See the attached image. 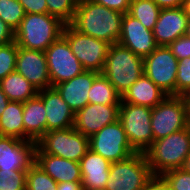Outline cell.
<instances>
[{"label": "cell", "mask_w": 190, "mask_h": 190, "mask_svg": "<svg viewBox=\"0 0 190 190\" xmlns=\"http://www.w3.org/2000/svg\"><path fill=\"white\" fill-rule=\"evenodd\" d=\"M123 16V13L111 10L94 0H85L77 2L70 25L78 32L112 45L120 39Z\"/></svg>", "instance_id": "1"}, {"label": "cell", "mask_w": 190, "mask_h": 190, "mask_svg": "<svg viewBox=\"0 0 190 190\" xmlns=\"http://www.w3.org/2000/svg\"><path fill=\"white\" fill-rule=\"evenodd\" d=\"M189 153V127L155 140L144 152L154 177L182 168Z\"/></svg>", "instance_id": "2"}, {"label": "cell", "mask_w": 190, "mask_h": 190, "mask_svg": "<svg viewBox=\"0 0 190 190\" xmlns=\"http://www.w3.org/2000/svg\"><path fill=\"white\" fill-rule=\"evenodd\" d=\"M64 23L47 14L30 13L15 31V43L28 50L45 51L61 35Z\"/></svg>", "instance_id": "3"}, {"label": "cell", "mask_w": 190, "mask_h": 190, "mask_svg": "<svg viewBox=\"0 0 190 190\" xmlns=\"http://www.w3.org/2000/svg\"><path fill=\"white\" fill-rule=\"evenodd\" d=\"M102 74L123 96L144 74V60L127 47L114 43L109 47Z\"/></svg>", "instance_id": "4"}, {"label": "cell", "mask_w": 190, "mask_h": 190, "mask_svg": "<svg viewBox=\"0 0 190 190\" xmlns=\"http://www.w3.org/2000/svg\"><path fill=\"white\" fill-rule=\"evenodd\" d=\"M153 177L145 154L136 152L125 160L111 163L104 190H142Z\"/></svg>", "instance_id": "5"}, {"label": "cell", "mask_w": 190, "mask_h": 190, "mask_svg": "<svg viewBox=\"0 0 190 190\" xmlns=\"http://www.w3.org/2000/svg\"><path fill=\"white\" fill-rule=\"evenodd\" d=\"M190 101L185 96L167 95L152 108L151 128L154 141L188 127Z\"/></svg>", "instance_id": "6"}, {"label": "cell", "mask_w": 190, "mask_h": 190, "mask_svg": "<svg viewBox=\"0 0 190 190\" xmlns=\"http://www.w3.org/2000/svg\"><path fill=\"white\" fill-rule=\"evenodd\" d=\"M152 108L120 103L119 121L126 133L131 147L144 153L154 142L151 128Z\"/></svg>", "instance_id": "7"}, {"label": "cell", "mask_w": 190, "mask_h": 190, "mask_svg": "<svg viewBox=\"0 0 190 190\" xmlns=\"http://www.w3.org/2000/svg\"><path fill=\"white\" fill-rule=\"evenodd\" d=\"M62 36L84 70L102 73L110 44L75 30L70 24L63 27Z\"/></svg>", "instance_id": "8"}, {"label": "cell", "mask_w": 190, "mask_h": 190, "mask_svg": "<svg viewBox=\"0 0 190 190\" xmlns=\"http://www.w3.org/2000/svg\"><path fill=\"white\" fill-rule=\"evenodd\" d=\"M35 144L44 153L77 162L89 150V138L73 127L48 131Z\"/></svg>", "instance_id": "9"}, {"label": "cell", "mask_w": 190, "mask_h": 190, "mask_svg": "<svg viewBox=\"0 0 190 190\" xmlns=\"http://www.w3.org/2000/svg\"><path fill=\"white\" fill-rule=\"evenodd\" d=\"M89 149L111 163L125 160L136 153L119 120L89 137Z\"/></svg>", "instance_id": "10"}, {"label": "cell", "mask_w": 190, "mask_h": 190, "mask_svg": "<svg viewBox=\"0 0 190 190\" xmlns=\"http://www.w3.org/2000/svg\"><path fill=\"white\" fill-rule=\"evenodd\" d=\"M143 60L144 74L167 95H176L178 59L168 46H158Z\"/></svg>", "instance_id": "11"}, {"label": "cell", "mask_w": 190, "mask_h": 190, "mask_svg": "<svg viewBox=\"0 0 190 190\" xmlns=\"http://www.w3.org/2000/svg\"><path fill=\"white\" fill-rule=\"evenodd\" d=\"M51 87L71 80L84 69L71 51L68 41L61 35L45 51Z\"/></svg>", "instance_id": "12"}, {"label": "cell", "mask_w": 190, "mask_h": 190, "mask_svg": "<svg viewBox=\"0 0 190 190\" xmlns=\"http://www.w3.org/2000/svg\"><path fill=\"white\" fill-rule=\"evenodd\" d=\"M120 105L88 103L75 113L73 128L83 136L91 137L104 126L119 119Z\"/></svg>", "instance_id": "13"}, {"label": "cell", "mask_w": 190, "mask_h": 190, "mask_svg": "<svg viewBox=\"0 0 190 190\" xmlns=\"http://www.w3.org/2000/svg\"><path fill=\"white\" fill-rule=\"evenodd\" d=\"M118 43L143 59L158 47L152 30L143 26L138 19L128 12L124 14L122 19Z\"/></svg>", "instance_id": "14"}, {"label": "cell", "mask_w": 190, "mask_h": 190, "mask_svg": "<svg viewBox=\"0 0 190 190\" xmlns=\"http://www.w3.org/2000/svg\"><path fill=\"white\" fill-rule=\"evenodd\" d=\"M38 91L51 87L44 51L28 50L18 46L16 69Z\"/></svg>", "instance_id": "15"}, {"label": "cell", "mask_w": 190, "mask_h": 190, "mask_svg": "<svg viewBox=\"0 0 190 190\" xmlns=\"http://www.w3.org/2000/svg\"><path fill=\"white\" fill-rule=\"evenodd\" d=\"M189 16L183 7L163 8L152 30L158 46H168L186 34Z\"/></svg>", "instance_id": "16"}, {"label": "cell", "mask_w": 190, "mask_h": 190, "mask_svg": "<svg viewBox=\"0 0 190 190\" xmlns=\"http://www.w3.org/2000/svg\"><path fill=\"white\" fill-rule=\"evenodd\" d=\"M34 162L58 184L82 181L79 162L44 153L36 144Z\"/></svg>", "instance_id": "17"}, {"label": "cell", "mask_w": 190, "mask_h": 190, "mask_svg": "<svg viewBox=\"0 0 190 190\" xmlns=\"http://www.w3.org/2000/svg\"><path fill=\"white\" fill-rule=\"evenodd\" d=\"M34 142L0 136V170H27L34 161Z\"/></svg>", "instance_id": "18"}, {"label": "cell", "mask_w": 190, "mask_h": 190, "mask_svg": "<svg viewBox=\"0 0 190 190\" xmlns=\"http://www.w3.org/2000/svg\"><path fill=\"white\" fill-rule=\"evenodd\" d=\"M46 110V132L73 127L75 113L54 87L38 91Z\"/></svg>", "instance_id": "19"}, {"label": "cell", "mask_w": 190, "mask_h": 190, "mask_svg": "<svg viewBox=\"0 0 190 190\" xmlns=\"http://www.w3.org/2000/svg\"><path fill=\"white\" fill-rule=\"evenodd\" d=\"M95 71L84 70L71 80L54 86L61 98L70 106L74 113L84 108L88 103V93L94 79L99 75Z\"/></svg>", "instance_id": "20"}, {"label": "cell", "mask_w": 190, "mask_h": 190, "mask_svg": "<svg viewBox=\"0 0 190 190\" xmlns=\"http://www.w3.org/2000/svg\"><path fill=\"white\" fill-rule=\"evenodd\" d=\"M79 163L82 189L104 190L111 162L89 149Z\"/></svg>", "instance_id": "21"}, {"label": "cell", "mask_w": 190, "mask_h": 190, "mask_svg": "<svg viewBox=\"0 0 190 190\" xmlns=\"http://www.w3.org/2000/svg\"><path fill=\"white\" fill-rule=\"evenodd\" d=\"M24 141L36 143L46 133V110L36 95L23 102Z\"/></svg>", "instance_id": "22"}, {"label": "cell", "mask_w": 190, "mask_h": 190, "mask_svg": "<svg viewBox=\"0 0 190 190\" xmlns=\"http://www.w3.org/2000/svg\"><path fill=\"white\" fill-rule=\"evenodd\" d=\"M166 97L167 94L143 74L124 93L121 102L153 108L161 103Z\"/></svg>", "instance_id": "23"}, {"label": "cell", "mask_w": 190, "mask_h": 190, "mask_svg": "<svg viewBox=\"0 0 190 190\" xmlns=\"http://www.w3.org/2000/svg\"><path fill=\"white\" fill-rule=\"evenodd\" d=\"M0 87L9 101L26 102L38 94V90L16 70L0 80Z\"/></svg>", "instance_id": "24"}, {"label": "cell", "mask_w": 190, "mask_h": 190, "mask_svg": "<svg viewBox=\"0 0 190 190\" xmlns=\"http://www.w3.org/2000/svg\"><path fill=\"white\" fill-rule=\"evenodd\" d=\"M0 136L15 137L24 141L23 102L9 101L0 116Z\"/></svg>", "instance_id": "25"}, {"label": "cell", "mask_w": 190, "mask_h": 190, "mask_svg": "<svg viewBox=\"0 0 190 190\" xmlns=\"http://www.w3.org/2000/svg\"><path fill=\"white\" fill-rule=\"evenodd\" d=\"M88 99L92 104L120 105L122 96L109 82V79L100 73L93 81Z\"/></svg>", "instance_id": "26"}, {"label": "cell", "mask_w": 190, "mask_h": 190, "mask_svg": "<svg viewBox=\"0 0 190 190\" xmlns=\"http://www.w3.org/2000/svg\"><path fill=\"white\" fill-rule=\"evenodd\" d=\"M161 8L153 0H130L129 14L138 19L143 26L153 30Z\"/></svg>", "instance_id": "27"}, {"label": "cell", "mask_w": 190, "mask_h": 190, "mask_svg": "<svg viewBox=\"0 0 190 190\" xmlns=\"http://www.w3.org/2000/svg\"><path fill=\"white\" fill-rule=\"evenodd\" d=\"M58 183L34 161L27 168L26 190H56Z\"/></svg>", "instance_id": "28"}, {"label": "cell", "mask_w": 190, "mask_h": 190, "mask_svg": "<svg viewBox=\"0 0 190 190\" xmlns=\"http://www.w3.org/2000/svg\"><path fill=\"white\" fill-rule=\"evenodd\" d=\"M25 11L18 0H0V18L15 32L25 17Z\"/></svg>", "instance_id": "29"}, {"label": "cell", "mask_w": 190, "mask_h": 190, "mask_svg": "<svg viewBox=\"0 0 190 190\" xmlns=\"http://www.w3.org/2000/svg\"><path fill=\"white\" fill-rule=\"evenodd\" d=\"M48 14L65 25L70 24L77 7V0H46Z\"/></svg>", "instance_id": "30"}, {"label": "cell", "mask_w": 190, "mask_h": 190, "mask_svg": "<svg viewBox=\"0 0 190 190\" xmlns=\"http://www.w3.org/2000/svg\"><path fill=\"white\" fill-rule=\"evenodd\" d=\"M27 170H0V190H26Z\"/></svg>", "instance_id": "31"}, {"label": "cell", "mask_w": 190, "mask_h": 190, "mask_svg": "<svg viewBox=\"0 0 190 190\" xmlns=\"http://www.w3.org/2000/svg\"><path fill=\"white\" fill-rule=\"evenodd\" d=\"M18 45L14 42L0 46V80L16 69Z\"/></svg>", "instance_id": "32"}, {"label": "cell", "mask_w": 190, "mask_h": 190, "mask_svg": "<svg viewBox=\"0 0 190 190\" xmlns=\"http://www.w3.org/2000/svg\"><path fill=\"white\" fill-rule=\"evenodd\" d=\"M159 177L171 190H190V173L182 168L169 170Z\"/></svg>", "instance_id": "33"}, {"label": "cell", "mask_w": 190, "mask_h": 190, "mask_svg": "<svg viewBox=\"0 0 190 190\" xmlns=\"http://www.w3.org/2000/svg\"><path fill=\"white\" fill-rule=\"evenodd\" d=\"M190 90V57L178 61L176 95L184 96Z\"/></svg>", "instance_id": "34"}, {"label": "cell", "mask_w": 190, "mask_h": 190, "mask_svg": "<svg viewBox=\"0 0 190 190\" xmlns=\"http://www.w3.org/2000/svg\"><path fill=\"white\" fill-rule=\"evenodd\" d=\"M168 48L179 60L190 57V37L184 35L168 45Z\"/></svg>", "instance_id": "35"}, {"label": "cell", "mask_w": 190, "mask_h": 190, "mask_svg": "<svg viewBox=\"0 0 190 190\" xmlns=\"http://www.w3.org/2000/svg\"><path fill=\"white\" fill-rule=\"evenodd\" d=\"M26 14L30 13H39V14H47V4L46 0H18Z\"/></svg>", "instance_id": "36"}, {"label": "cell", "mask_w": 190, "mask_h": 190, "mask_svg": "<svg viewBox=\"0 0 190 190\" xmlns=\"http://www.w3.org/2000/svg\"><path fill=\"white\" fill-rule=\"evenodd\" d=\"M94 1L111 10H115L123 14L129 12L130 0H94Z\"/></svg>", "instance_id": "37"}, {"label": "cell", "mask_w": 190, "mask_h": 190, "mask_svg": "<svg viewBox=\"0 0 190 190\" xmlns=\"http://www.w3.org/2000/svg\"><path fill=\"white\" fill-rule=\"evenodd\" d=\"M15 32L0 18V46L14 42Z\"/></svg>", "instance_id": "38"}, {"label": "cell", "mask_w": 190, "mask_h": 190, "mask_svg": "<svg viewBox=\"0 0 190 190\" xmlns=\"http://www.w3.org/2000/svg\"><path fill=\"white\" fill-rule=\"evenodd\" d=\"M142 190H171L160 177L153 179Z\"/></svg>", "instance_id": "39"}, {"label": "cell", "mask_w": 190, "mask_h": 190, "mask_svg": "<svg viewBox=\"0 0 190 190\" xmlns=\"http://www.w3.org/2000/svg\"><path fill=\"white\" fill-rule=\"evenodd\" d=\"M161 9L183 7L184 0H153Z\"/></svg>", "instance_id": "40"}, {"label": "cell", "mask_w": 190, "mask_h": 190, "mask_svg": "<svg viewBox=\"0 0 190 190\" xmlns=\"http://www.w3.org/2000/svg\"><path fill=\"white\" fill-rule=\"evenodd\" d=\"M56 190H82L81 183L65 182L58 184Z\"/></svg>", "instance_id": "41"}, {"label": "cell", "mask_w": 190, "mask_h": 190, "mask_svg": "<svg viewBox=\"0 0 190 190\" xmlns=\"http://www.w3.org/2000/svg\"><path fill=\"white\" fill-rule=\"evenodd\" d=\"M8 103V97L5 95V93L0 87V116L2 115V112L6 109Z\"/></svg>", "instance_id": "42"}, {"label": "cell", "mask_w": 190, "mask_h": 190, "mask_svg": "<svg viewBox=\"0 0 190 190\" xmlns=\"http://www.w3.org/2000/svg\"><path fill=\"white\" fill-rule=\"evenodd\" d=\"M182 169H184L186 172L190 173V153L188 154L187 158L185 159Z\"/></svg>", "instance_id": "43"}, {"label": "cell", "mask_w": 190, "mask_h": 190, "mask_svg": "<svg viewBox=\"0 0 190 190\" xmlns=\"http://www.w3.org/2000/svg\"><path fill=\"white\" fill-rule=\"evenodd\" d=\"M183 8L185 10V13L189 16L190 18V0H184Z\"/></svg>", "instance_id": "44"}, {"label": "cell", "mask_w": 190, "mask_h": 190, "mask_svg": "<svg viewBox=\"0 0 190 190\" xmlns=\"http://www.w3.org/2000/svg\"><path fill=\"white\" fill-rule=\"evenodd\" d=\"M186 36L190 37V18L188 20L187 28H186Z\"/></svg>", "instance_id": "45"}, {"label": "cell", "mask_w": 190, "mask_h": 190, "mask_svg": "<svg viewBox=\"0 0 190 190\" xmlns=\"http://www.w3.org/2000/svg\"><path fill=\"white\" fill-rule=\"evenodd\" d=\"M188 127L190 129V106H189V111H188Z\"/></svg>", "instance_id": "46"}, {"label": "cell", "mask_w": 190, "mask_h": 190, "mask_svg": "<svg viewBox=\"0 0 190 190\" xmlns=\"http://www.w3.org/2000/svg\"><path fill=\"white\" fill-rule=\"evenodd\" d=\"M184 96L190 101V90Z\"/></svg>", "instance_id": "47"}]
</instances>
